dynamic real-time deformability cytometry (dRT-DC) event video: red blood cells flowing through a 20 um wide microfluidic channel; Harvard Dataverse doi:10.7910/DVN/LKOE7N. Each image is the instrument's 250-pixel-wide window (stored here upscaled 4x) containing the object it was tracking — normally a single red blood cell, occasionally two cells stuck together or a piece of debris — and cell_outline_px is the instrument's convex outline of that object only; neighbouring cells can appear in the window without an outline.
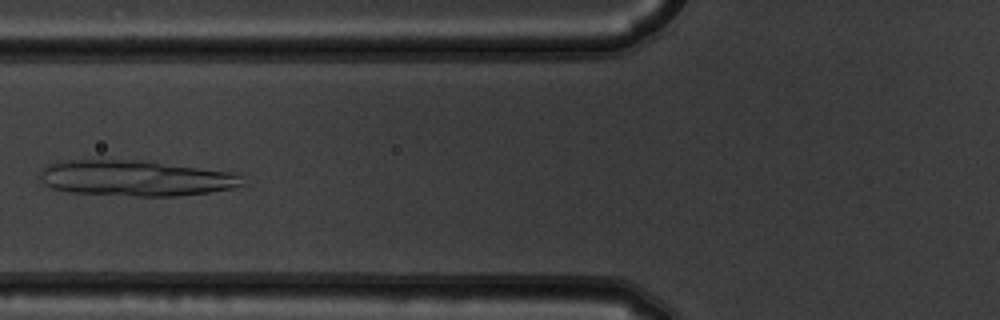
{"species": "common noctule bat (a hibernating species)", "species_latin": "Nyctalus noctula", "temperature_condition": "warm", "stored_images_in_passage": 6, "camera_frame_rate_fps": 3000, "um_per_image_px": 0.085, "animal": {"sex": "male", "body_mass_g": 19.5, "forearm_length_mm": 54.6}, "frame": {"image": 1, "passage_image": 5, "time_ms": 1.333, "image_size_px": [1000, 320], "cell_outline_px": [[248, 184], [232, 188], [208, 192], [180, 196], [136, 196], [72, 192], [52, 188], [44, 184], [40, 180], [40, 172], [48, 164], [68, 160], [140, 160], [236, 172]], "centroid_in_image_um": [11.58, 15.14], "position_along_channel_um": 114.2, "area_um2": 42.25}}